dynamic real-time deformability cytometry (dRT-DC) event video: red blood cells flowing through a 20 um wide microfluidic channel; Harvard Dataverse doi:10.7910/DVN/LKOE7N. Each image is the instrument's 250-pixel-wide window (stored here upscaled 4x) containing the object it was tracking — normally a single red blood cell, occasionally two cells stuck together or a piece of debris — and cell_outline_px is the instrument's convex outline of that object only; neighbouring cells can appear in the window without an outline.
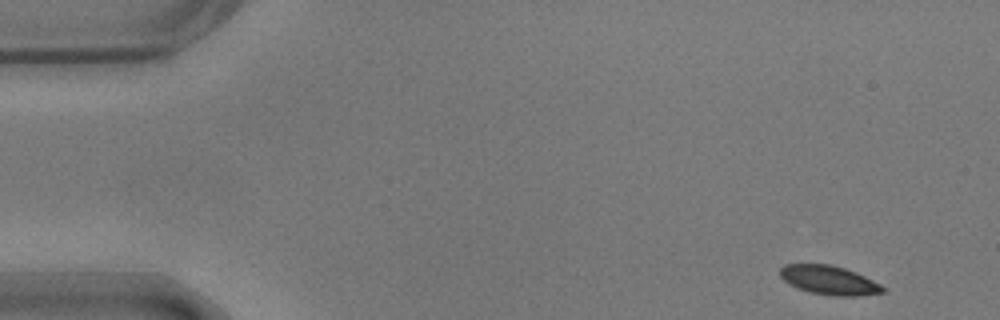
{"species": "common noctule bat (a hibernating species)", "species_latin": "Nyctalus noctula", "temperature_condition": "warm", "stored_images_in_passage": 52, "camera_frame_rate_fps": 3000, "um_per_image_px": 0.085, "animal": {"sex": "male", "body_mass_g": 17.9}, "frame": {"image": 1, "passage_image": 1, "time_ms": 0.0, "image_size_px": [1000, 320], "cell_outline_px": [[884, 292], [856, 296], [832, 296], [812, 292], [796, 288], [788, 284], [780, 276], [780, 268], [784, 264], [828, 264], [844, 268], [856, 272], [880, 284], [884, 288]], "centroid_in_image_um": [70.44, 23.81], "position_along_channel_um": 14.6, "area_um2": 17.28}}
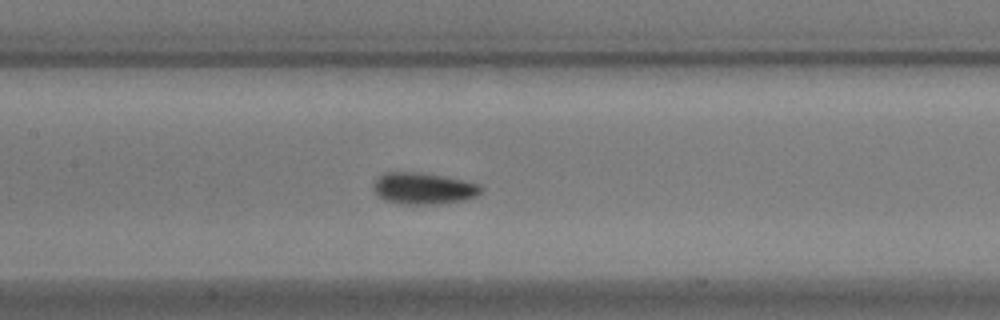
{"frame": {"image": 2, "passage_image": 23, "time_ms": 7.333, "image_size_px": [1000, 320], "cell_outline_px": [[484, 188], [476, 196], [464, 200], [436, 204], [400, 204], [384, 200], [376, 196], [372, 188], [372, 184], [384, 172], [420, 172], [480, 184]], "centroid_in_image_um": [35.94, 16.02], "position_along_channel_um": 171.5, "area_um2": 19.83}}
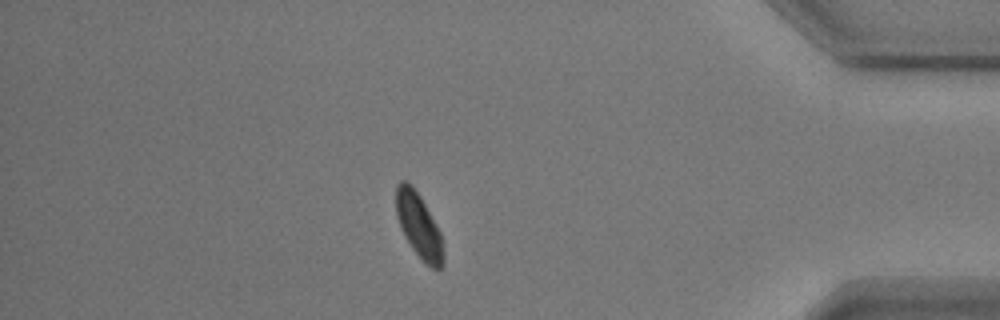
{"frame": {"image": 3, "passage_image": 45, "time_ms": 14.667, "image_size_px": [1000, 320], "cell_outline_px": [[444, 264], [440, 268], [432, 268], [412, 248], [396, 216], [396, 184], [400, 180], [408, 180], [412, 184], [420, 196], [440, 232], [444, 256]], "centroid_in_image_um": [35.59, 19.11], "position_along_channel_um": 399.6, "area_um2": 17.4}, "authors_computed_cell_mechanics": {"area_um2": 18.6405, "velocity_mm_per_s": 3.6275, "shape_relaxation_time_tau1_ms": 4.4045, "shape_relaxation_time_tau2_ms": null, "deformation_change_tau1": 0.1086, "deformation_change_tau2": null}}